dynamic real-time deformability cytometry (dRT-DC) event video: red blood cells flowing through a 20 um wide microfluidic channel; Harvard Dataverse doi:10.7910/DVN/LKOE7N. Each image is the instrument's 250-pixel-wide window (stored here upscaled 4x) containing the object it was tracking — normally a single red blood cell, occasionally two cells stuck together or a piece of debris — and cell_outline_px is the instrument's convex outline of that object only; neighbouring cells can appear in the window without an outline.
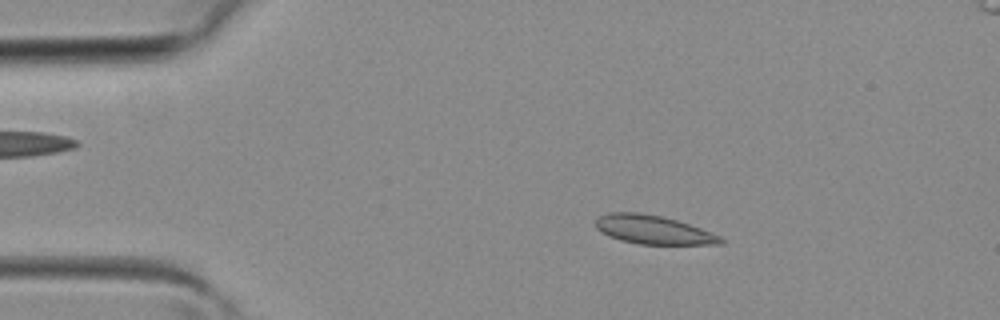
{"species": "common noctule bat (a hibernating species)", "species_latin": "Nyctalus noctula", "temperature_condition": "room temperature", "stored_images_in_passage": 36, "segment_of_instrument_passage": [1, 2], "camera_frame_rate_fps": 3000, "um_per_image_px": 0.085, "animal": {"sex": "female", "body_mass_g": 19.3, "forearm_length_mm": 54.1}, "frame": {"image": 1, "passage_image": 2, "time_ms": 0.333, "image_size_px": [1000, 320], "cell_outline_px": [[724, 244], [640, 244], [620, 240], [608, 236], [600, 232], [596, 228], [596, 220], [600, 216], [608, 212], [640, 212], [664, 216], [712, 232], [720, 236], [724, 240]], "centroid_in_image_um": [55.51, 19.52], "position_along_channel_um": 29.5, "area_um2": 20.98}}
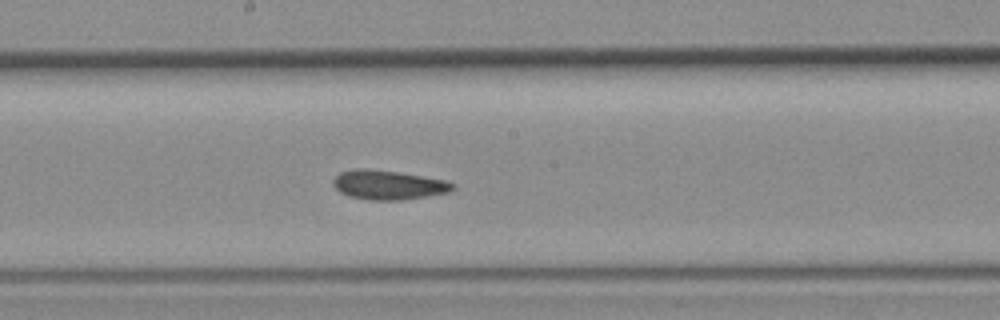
{"frame": {"image": 2, "passage_image": 16, "time_ms": 5.0, "image_size_px": [1000, 320], "cell_outline_px": [[456, 188], [448, 192], [400, 200], [368, 200], [348, 196], [340, 192], [332, 184], [332, 180], [340, 172], [356, 168], [364, 168], [396, 172], [444, 180], [456, 184]], "centroid_in_image_um": [32.96, 15.72], "position_along_channel_um": 215.2, "area_um2": 20.23}}
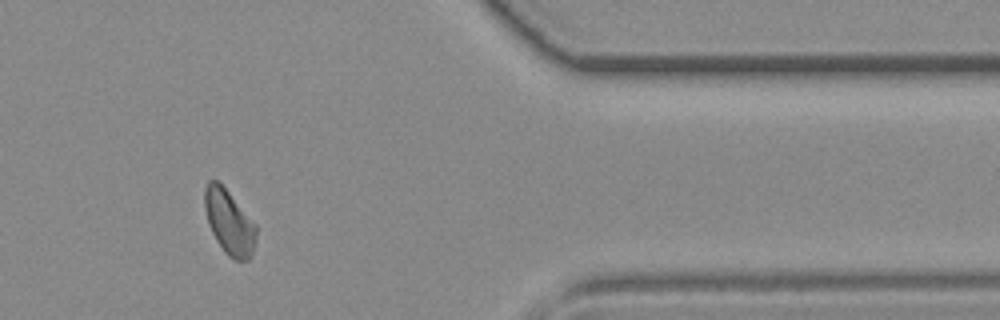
{"frame": {"image": 3, "passage_image": 28, "time_ms": 9.0, "image_size_px": [1000, 320], "cell_outline_px": [[256, 236], [252, 256], [248, 260], [236, 260], [228, 256], [224, 252], [216, 240], [208, 224], [204, 208], [204, 188], [208, 180], [216, 180], [228, 192], [256, 224]], "centroid_in_image_um": [19.47, 18.9], "position_along_channel_um": 391.9, "area_um2": 19.31}}